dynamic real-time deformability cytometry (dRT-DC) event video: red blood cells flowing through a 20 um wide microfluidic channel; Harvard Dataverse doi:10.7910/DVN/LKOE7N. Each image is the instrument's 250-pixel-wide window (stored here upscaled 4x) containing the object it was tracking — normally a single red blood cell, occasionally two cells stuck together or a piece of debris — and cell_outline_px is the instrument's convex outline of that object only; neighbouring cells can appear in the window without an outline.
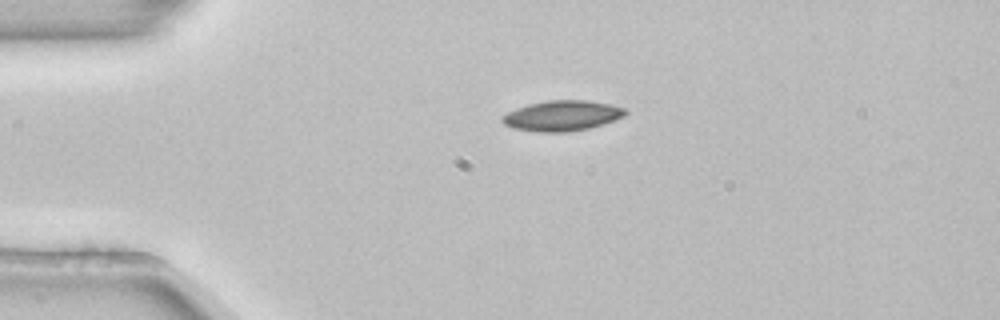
{"species": "common noctule bat (a hibernating species)", "species_latin": "Nyctalus noctula", "temperature_condition": "room temperature", "stored_images_in_passage": 2, "camera_frame_rate_fps": 3000, "um_per_image_px": 0.085, "animal": {"sex": "female", "body_mass_g": 22.7, "forearm_length_mm": 54.2}, "frame": {"image": 1, "passage_image": 1, "time_ms": 0.0, "image_size_px": [1000, 320], "cell_outline_px": [[628, 112], [624, 116], [616, 120], [604, 124], [588, 128], [564, 132], [536, 132], [512, 128], [504, 124], [500, 120], [500, 116], [516, 108], [528, 104], [548, 100], [588, 100], [612, 104], [624, 108]], "centroid_in_image_um": [47.77, 9.83], "position_along_channel_um": 37.2, "area_um2": 22.02}}
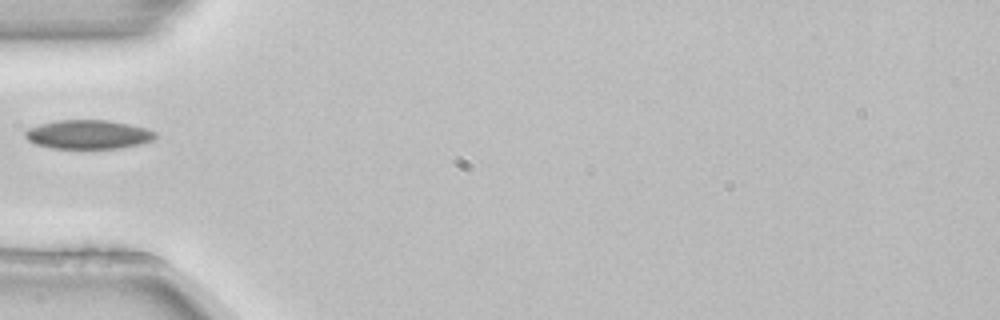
{"frame": {"image": 2, "passage_image": 2, "time_ms": 0.333, "image_size_px": [1000, 320], "cell_outline_px": [[156, 136], [152, 140], [140, 144], [120, 148], [52, 148], [36, 144], [28, 140], [24, 136], [24, 132], [28, 128], [40, 124], [56, 120], [108, 120], [128, 124], [144, 128], [156, 132]], "centroid_in_image_um": [7.47, 11.42], "position_along_channel_um": 77.5, "area_um2": 21.85}}